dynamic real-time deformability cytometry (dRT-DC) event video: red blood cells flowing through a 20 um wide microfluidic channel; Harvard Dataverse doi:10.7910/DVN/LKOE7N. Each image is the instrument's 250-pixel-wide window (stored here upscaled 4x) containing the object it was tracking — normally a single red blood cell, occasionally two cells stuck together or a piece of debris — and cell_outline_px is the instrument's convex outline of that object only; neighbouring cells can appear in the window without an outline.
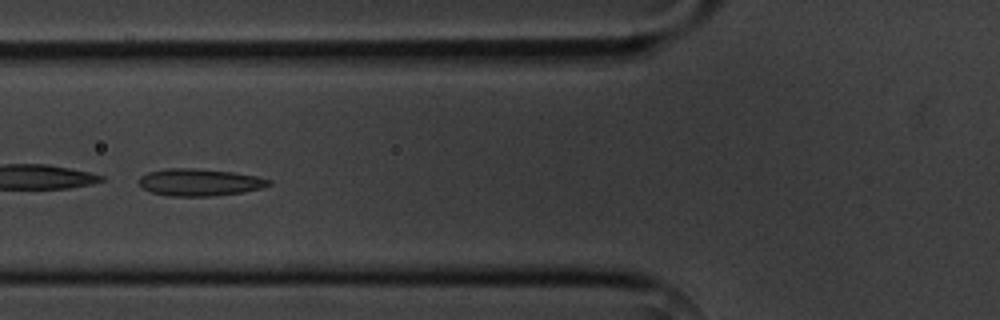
{"species": "common noctule bat (a hibernating species)", "species_latin": "Nyctalus noctula", "temperature_condition": "cold", "stored_images_in_passage": 7, "camera_frame_rate_fps": 3000, "um_per_image_px": 0.085, "animal": {"sex": "male", "body_mass_g": 20.1, "forearm_length_mm": 53.5}, "frame": {"image": 1, "passage_image": 4, "time_ms": 3.333, "image_size_px": [1000, 320], "cell_outline_px": [[272, 184], [260, 188], [244, 192], [212, 196], [168, 196], [152, 192], [144, 188], [136, 180], [140, 176], [148, 172], [168, 168], [192, 168], [232, 172], [256, 176], [272, 180]], "centroid_in_image_um": [16.95, 15.49], "position_along_channel_um": 108.8, "area_um2": 20.52}}
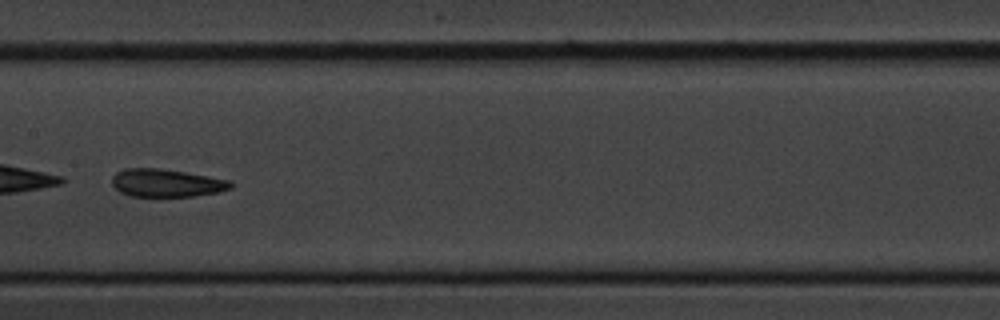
{"frame": {"image": 2, "passage_image": 6, "time_ms": 5.667, "image_size_px": [1000, 320], "cell_outline_px": [[232, 188], [220, 192], [192, 196], [132, 196], [120, 192], [112, 184], [112, 176], [116, 172], [124, 168], [160, 168], [232, 180]], "centroid_in_image_um": [14.15, 15.55], "position_along_channel_um": 193.2, "area_um2": 19.31}}
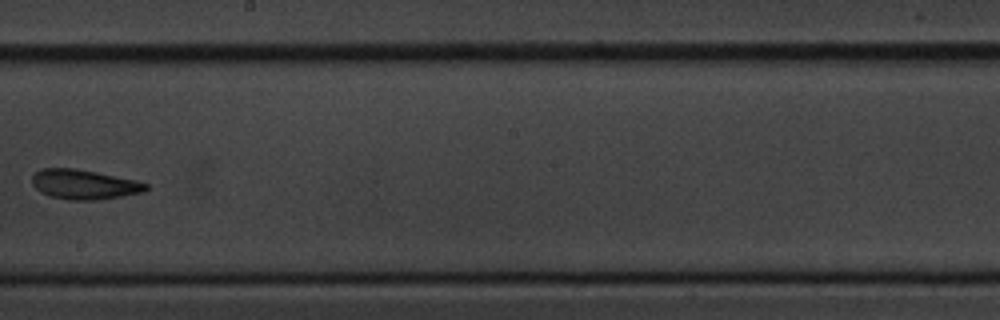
{"frame": {"image": 3, "passage_image": 7, "time_ms": 7.0, "image_size_px": [1000, 320], "cell_outline_px": [[148, 188], [144, 192], [100, 200], [68, 200], [52, 196], [40, 192], [32, 184], [32, 176], [40, 168], [76, 168], [136, 180], [148, 184]], "centroid_in_image_um": [7.15, 15.68], "position_along_channel_um": 241.0, "area_um2": 19.77}}